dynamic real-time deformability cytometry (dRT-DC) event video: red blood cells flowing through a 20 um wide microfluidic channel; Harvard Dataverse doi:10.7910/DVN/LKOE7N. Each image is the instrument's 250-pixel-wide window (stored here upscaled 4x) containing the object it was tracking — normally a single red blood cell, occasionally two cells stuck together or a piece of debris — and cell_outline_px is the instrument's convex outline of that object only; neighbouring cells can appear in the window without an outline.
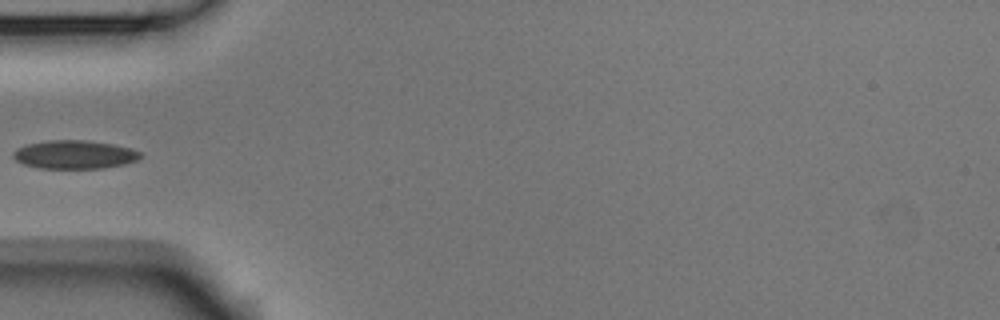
{"species": "Egyptian fruit bat (a non-hibernating species)", "species_latin": "Rousettus aegyptiacus", "temperature_condition": "room temperature", "stored_images_in_passage": 4, "camera_frame_rate_fps": 3000, "um_per_image_px": 0.085, "animal": {"sex": "male"}, "frame": {"image": 1, "passage_image": 3, "time_ms": 0.667, "image_size_px": [1000, 320], "cell_outline_px": [[144, 156], [136, 160], [124, 164], [104, 168], [40, 168], [24, 164], [16, 160], [12, 156], [12, 152], [16, 148], [28, 144], [48, 140], [84, 140], [112, 144], [132, 148], [140, 152]], "centroid_in_image_um": [6.34, 13.13], "position_along_channel_um": 78.7, "area_um2": 21.1}}
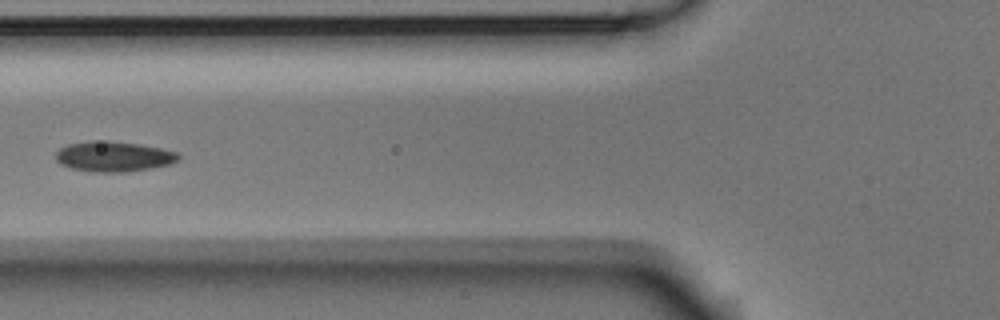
{"frame": {"image": 2, "passage_image": 4, "time_ms": 1.0, "image_size_px": [1000, 320], "cell_outline_px": [[180, 156], [176, 160], [168, 164], [148, 168], [124, 172], [92, 172], [72, 168], [60, 164], [56, 160], [56, 152], [60, 148], [68, 144], [88, 140], [108, 140], [140, 144], [160, 148], [176, 152]], "centroid_in_image_um": [9.59, 13.28], "position_along_channel_um": 116.2, "area_um2": 21.56}}